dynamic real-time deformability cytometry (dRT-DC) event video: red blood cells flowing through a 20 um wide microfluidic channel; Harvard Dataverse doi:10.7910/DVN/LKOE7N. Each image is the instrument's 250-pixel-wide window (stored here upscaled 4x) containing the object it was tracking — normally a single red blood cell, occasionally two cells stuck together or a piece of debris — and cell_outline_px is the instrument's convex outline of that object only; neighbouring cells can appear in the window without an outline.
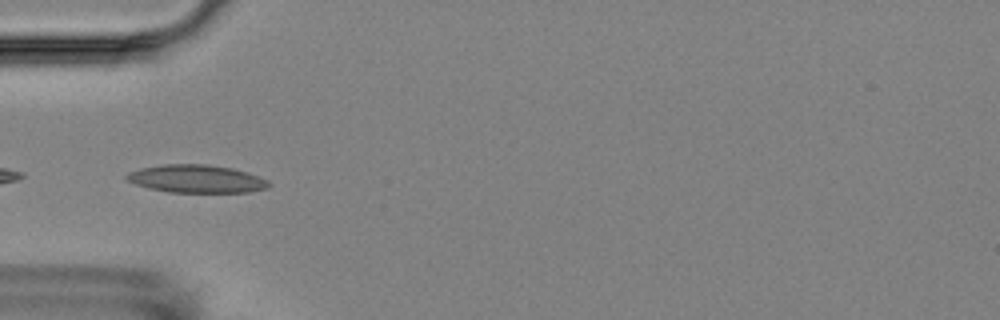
{"species": "Egyptian fruit bat (a non-hibernating species)", "species_latin": "Rousettus aegyptiacus", "temperature_condition": "room temperature", "stored_images_in_passage": 12, "camera_frame_rate_fps": 3000, "um_per_image_px": 0.085, "animal": {"sex": "female"}, "frame": {"image": 1, "passage_image": 2, "time_ms": 1.0, "image_size_px": [1000, 320], "cell_outline_px": [[272, 184], [268, 188], [248, 192], [168, 192], [148, 188], [136, 184], [128, 180], [124, 176], [128, 172], [140, 168], [164, 164], [208, 164], [232, 168], [268, 180]], "centroid_in_image_um": [16.68, 15.2], "position_along_channel_um": 68.3, "area_um2": 23.06}}
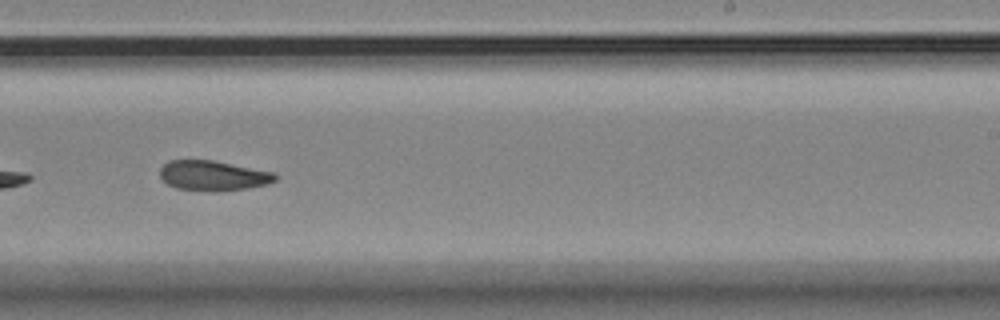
{"frame": {"image": 2, "passage_image": 7, "time_ms": 6.667, "image_size_px": [1000, 320], "cell_outline_px": [[276, 180], [268, 184], [248, 188], [220, 192], [212, 192], [176, 188], [168, 184], [160, 176], [160, 168], [168, 160], [212, 160], [276, 172]], "centroid_in_image_um": [18.13, 14.94], "position_along_channel_um": 270.9, "area_um2": 20.4}}
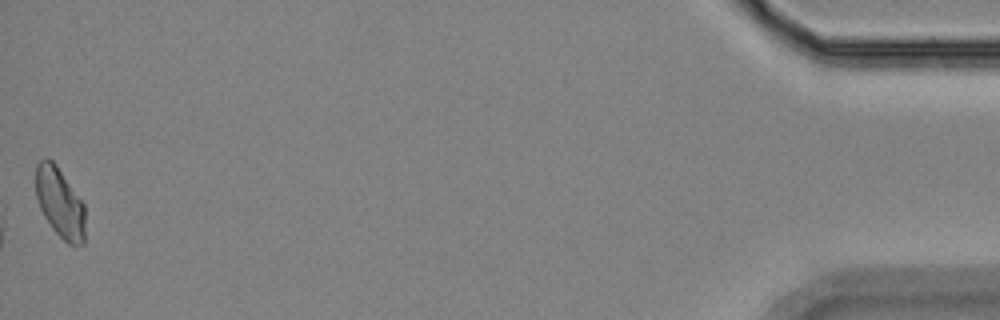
{"frame": {"image": 3, "passage_image": 12, "time_ms": 13.667, "image_size_px": [1000, 320], "cell_outline_px": [[84, 244], [76, 248], [68, 244], [52, 228], [44, 216], [40, 208], [36, 196], [36, 164], [40, 160], [52, 160], [56, 164], [84, 204]], "centroid_in_image_um": [5.1, 17.27], "position_along_channel_um": 430.1, "area_um2": 20.06}, "authors_computed_cell_mechanics": {"area_um2": 20.4612, "velocity_mm_per_s": 3.5796, "shape_relaxation_time_tau1_ms": null, "shape_relaxation_time_tau2_ms": 8.3809, "deformation_change_tau1": null, "deformation_change_tau2": 0.118}}